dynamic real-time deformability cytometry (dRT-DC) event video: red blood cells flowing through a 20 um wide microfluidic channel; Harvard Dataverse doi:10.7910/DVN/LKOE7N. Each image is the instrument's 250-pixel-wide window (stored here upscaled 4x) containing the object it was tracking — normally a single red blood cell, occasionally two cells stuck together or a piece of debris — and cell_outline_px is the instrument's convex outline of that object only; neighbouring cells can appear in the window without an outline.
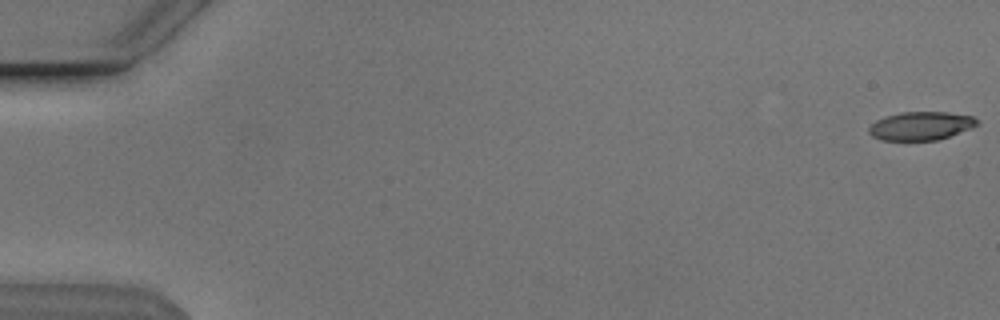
{"species": "Egyptian fruit bat (a non-hibernating species)", "species_latin": "Rousettus aegyptiacus", "temperature_condition": "cold", "stored_images_in_passage": 54, "camera_frame_rate_fps": 3000, "um_per_image_px": 0.085, "animal": {"sex": "male"}, "frame": {"image": 1, "passage_image": 1, "time_ms": 0.0, "image_size_px": [1000, 320], "cell_outline_px": [[980, 124], [972, 128], [936, 140], [880, 140], [872, 136], [868, 132], [868, 128], [876, 120], [884, 116], [900, 112], [948, 112], [972, 116], [980, 120]], "centroid_in_image_um": [78.28, 10.69], "position_along_channel_um": 6.7, "area_um2": 18.03}}
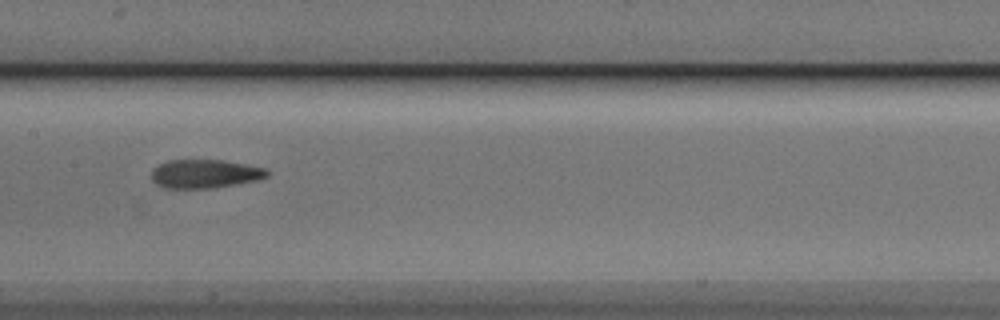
{"frame": {"image": 2, "passage_image": 28, "time_ms": 9.0, "image_size_px": [1000, 320], "cell_outline_px": [[272, 172], [268, 176], [260, 180], [212, 188], [164, 188], [156, 184], [152, 180], [152, 168], [168, 160], [224, 160], [268, 168]], "centroid_in_image_um": [17.47, 14.77], "position_along_channel_um": 189.9, "area_um2": 19.59}}
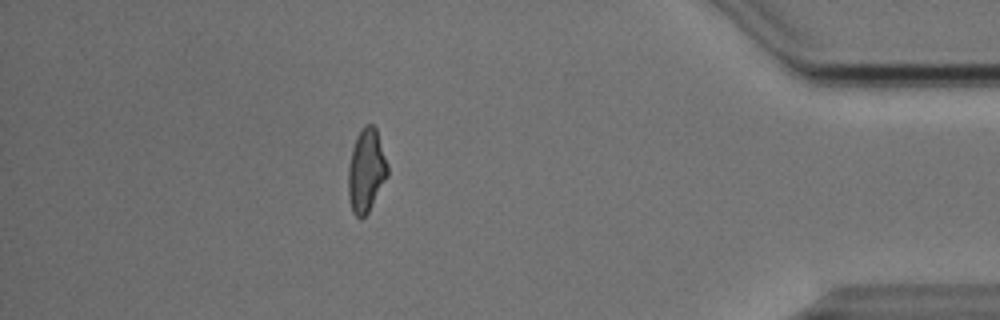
{"frame": {"image": 3, "passage_image": 48, "time_ms": 15.667, "image_size_px": [1000, 320], "cell_outline_px": [[388, 176], [368, 212], [364, 216], [356, 216], [352, 212], [348, 196], [348, 164], [352, 148], [356, 136], [364, 124], [372, 124], [376, 128], [388, 164]], "centroid_in_image_um": [31.12, 14.47], "position_along_channel_um": 404.1, "area_um2": 19.19}, "authors_computed_cell_mechanics": {"area_um2": 19.2185, "velocity_mm_per_s": 3.8429, "shape_relaxation_time_tau1_ms": null, "shape_relaxation_time_tau2_ms": 2.039, "deformation_change_tau1": null, "deformation_change_tau2": 0.0986}}